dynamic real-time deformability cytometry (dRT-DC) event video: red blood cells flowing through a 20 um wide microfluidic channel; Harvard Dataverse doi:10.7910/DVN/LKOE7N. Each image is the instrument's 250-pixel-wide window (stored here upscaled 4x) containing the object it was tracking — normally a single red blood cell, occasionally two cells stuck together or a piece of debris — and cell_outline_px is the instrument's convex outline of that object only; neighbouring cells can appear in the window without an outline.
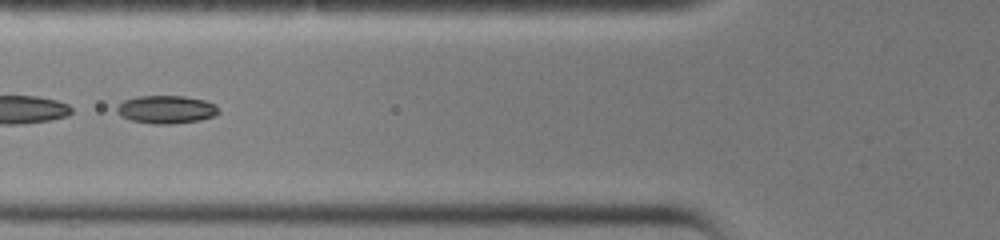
{"species": "common noctule bat (a hibernating species)", "species_latin": "Nyctalus noctula", "temperature_condition": "warm", "stored_images_in_passage": 20, "camera_frame_rate_fps": 3000, "um_per_image_px": 0.085, "animal": {"sex": "female", "body_mass_g": 19.0, "forearm_length_mm": 51.5}, "frame": {"image": 1, "passage_image": 4, "time_ms": 1.0, "image_size_px": [1000, 240], "cell_outline_px": [[220, 112], [212, 116], [200, 120], [168, 124], [156, 124], [132, 120], [120, 116], [116, 112], [116, 104], [124, 100], [136, 96], [184, 96], [204, 100], [216, 104]], "centroid_in_image_um": [14.1, 9.29], "position_along_channel_um": 111.7, "area_um2": 16.65}}
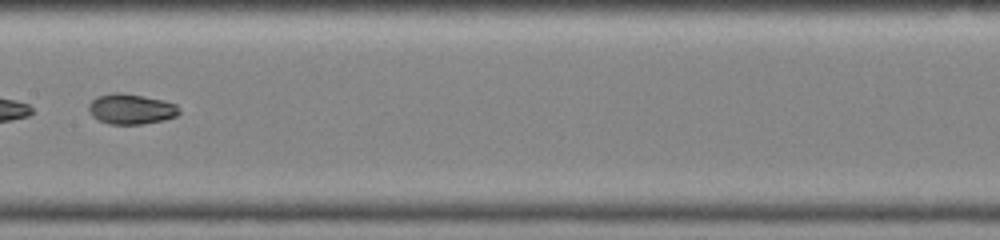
{"frame": {"image": 2, "passage_image": 9, "time_ms": 2.667, "image_size_px": [1000, 240], "cell_outline_px": [[180, 112], [176, 116], [164, 120], [140, 124], [108, 124], [92, 116], [88, 108], [88, 104], [96, 96], [112, 92], [120, 92], [144, 96], [164, 100], [176, 104], [180, 108]], "centroid_in_image_um": [11.14, 9.25], "position_along_channel_um": 196.3, "area_um2": 16.13}}